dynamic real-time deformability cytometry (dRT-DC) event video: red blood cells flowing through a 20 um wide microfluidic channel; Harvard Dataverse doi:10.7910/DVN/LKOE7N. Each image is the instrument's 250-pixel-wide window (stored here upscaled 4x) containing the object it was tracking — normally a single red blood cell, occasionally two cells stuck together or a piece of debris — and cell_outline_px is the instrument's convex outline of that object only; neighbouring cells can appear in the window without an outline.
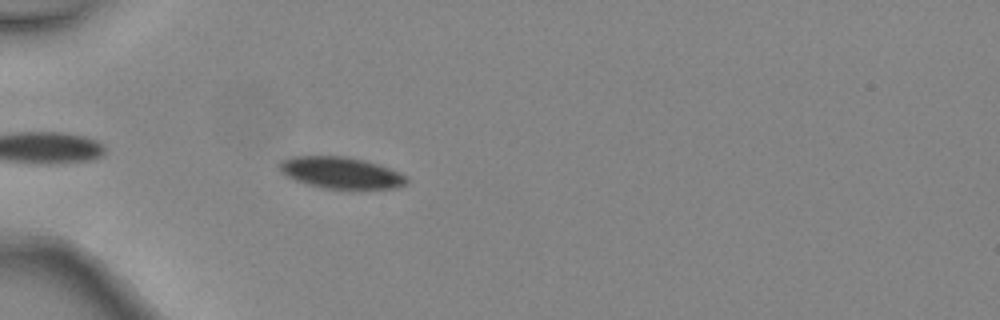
{"species": "common noctule bat (a hibernating species)", "species_latin": "Nyctalus noctula", "temperature_condition": "warm", "stored_images_in_passage": 5, "camera_frame_rate_fps": 3000, "um_per_image_px": 0.085, "animal": {"sex": "female", "body_mass_g": 24.6, "forearm_length_mm": 56.2}, "frame": {"image": 1, "passage_image": 5, "time_ms": 1.333, "image_size_px": [1000, 320], "cell_outline_px": [[408, 184], [396, 188], [324, 188], [308, 184], [296, 180], [280, 172], [276, 164], [280, 160], [292, 156], [344, 156], [364, 160], [400, 172], [408, 176]], "centroid_in_image_um": [28.96, 14.67], "position_along_channel_um": 56.0, "area_um2": 23.35}}